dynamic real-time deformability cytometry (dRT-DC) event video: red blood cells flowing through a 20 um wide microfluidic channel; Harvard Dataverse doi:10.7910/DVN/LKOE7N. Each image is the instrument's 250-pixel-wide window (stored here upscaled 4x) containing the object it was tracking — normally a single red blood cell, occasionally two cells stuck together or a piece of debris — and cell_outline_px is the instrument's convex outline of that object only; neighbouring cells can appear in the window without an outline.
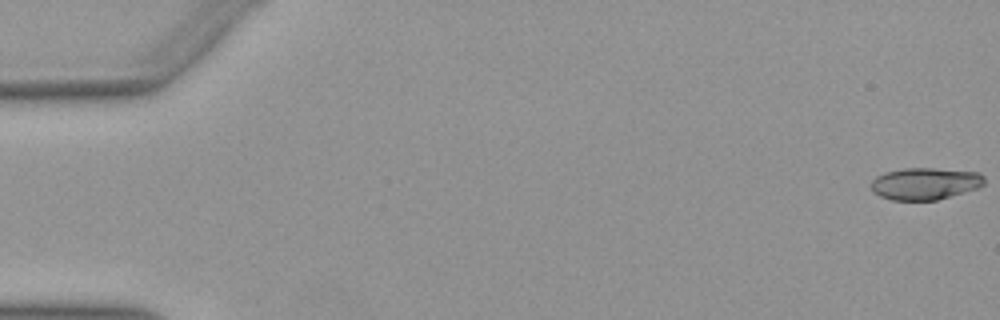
{"species": "Egyptian fruit bat (a non-hibernating species)", "species_latin": "Rousettus aegyptiacus", "temperature_condition": "warm", "stored_images_in_passage": 53, "camera_frame_rate_fps": 3000, "um_per_image_px": 0.085, "animal": {"sex": "female"}, "frame": {"image": 1, "passage_image": 1, "time_ms": 0.0, "image_size_px": [1000, 320], "cell_outline_px": [[984, 184], [976, 188], [936, 200], [892, 200], [880, 196], [872, 192], [872, 180], [876, 176], [884, 172], [904, 168], [932, 168], [980, 172], [984, 176]], "centroid_in_image_um": [78.61, 15.6], "position_along_channel_um": 6.4, "area_um2": 21.04}}
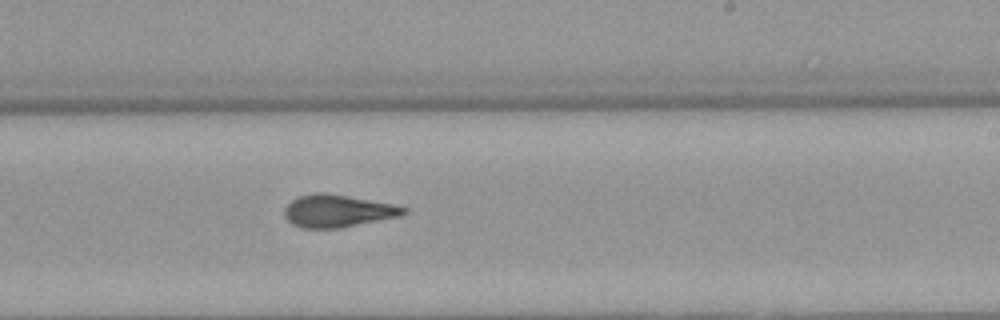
{"frame": {"image": 2, "passage_image": 32, "time_ms": 10.333, "image_size_px": [1000, 320], "cell_outline_px": [[408, 212], [400, 216], [340, 228], [300, 228], [292, 224], [284, 216], [284, 208], [292, 200], [300, 196], [316, 192], [324, 192], [396, 204], [408, 208]], "centroid_in_image_um": [28.72, 17.93], "position_along_channel_um": 260.3, "area_um2": 22.66}}
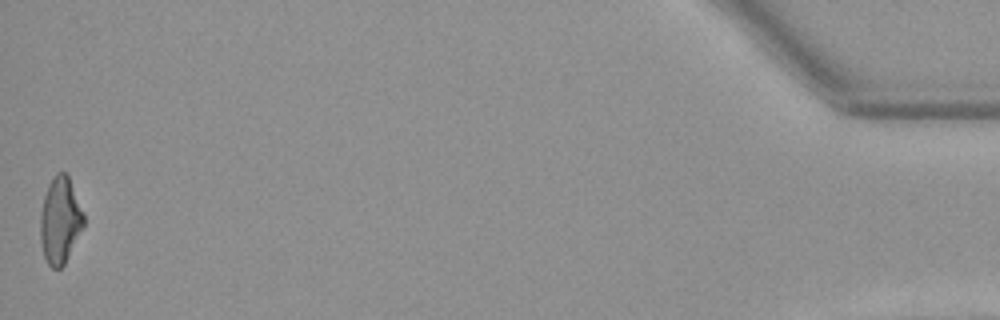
{"frame": {"image": 3, "passage_image": 52, "time_ms": 17.0, "image_size_px": [1000, 320], "cell_outline_px": [[84, 224], [64, 264], [60, 268], [52, 268], [48, 264], [44, 256], [40, 240], [40, 216], [44, 196], [48, 184], [56, 172], [64, 172], [68, 176], [84, 216]], "centroid_in_image_um": [5.08, 18.73], "position_along_channel_um": 430.1, "area_um2": 21.44}}